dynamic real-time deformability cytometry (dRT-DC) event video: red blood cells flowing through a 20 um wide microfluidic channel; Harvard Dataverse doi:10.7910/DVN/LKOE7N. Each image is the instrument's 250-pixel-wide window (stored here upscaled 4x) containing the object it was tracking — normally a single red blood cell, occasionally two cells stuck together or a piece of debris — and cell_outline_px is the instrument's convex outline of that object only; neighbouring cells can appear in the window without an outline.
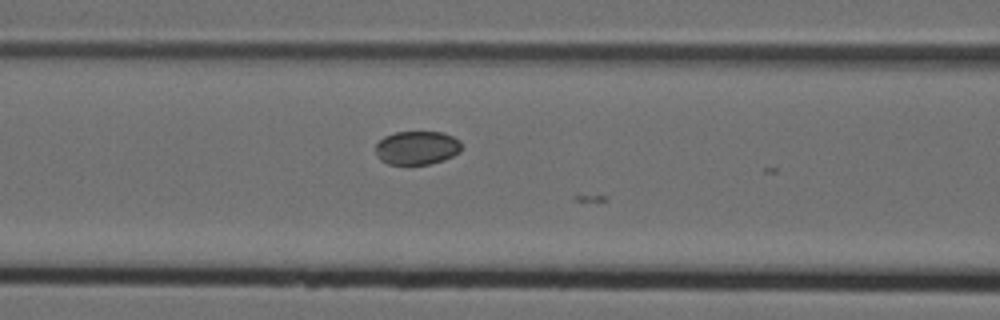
{"species": "Egyptian fruit bat (a non-hibernating species)", "species_latin": "Rousettus aegyptiacus", "temperature_condition": "cold", "stored_images_in_passage": 25, "camera_frame_rate_fps": 3000, "um_per_image_px": 0.085, "animal": {"sex": "female"}, "frame": {"image": 1, "passage_image": 24, "time_ms": 7.667, "image_size_px": [1000, 320], "cell_outline_px": [[460, 152], [444, 160], [428, 164], [388, 164], [380, 160], [376, 156], [376, 144], [384, 136], [396, 132], [440, 132], [452, 136], [460, 140]], "centroid_in_image_um": [35.42, 12.56], "position_along_channel_um": 131.2, "area_um2": 16.82}}